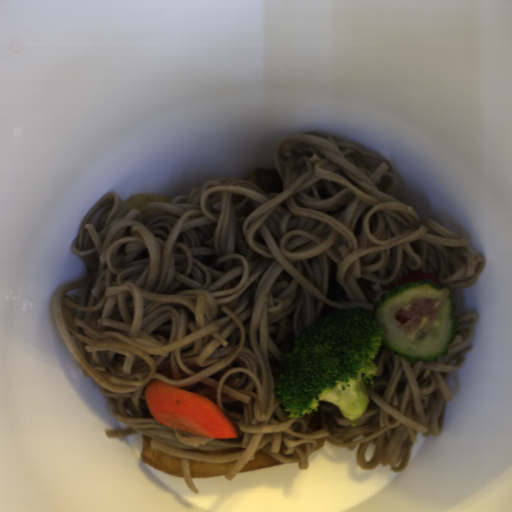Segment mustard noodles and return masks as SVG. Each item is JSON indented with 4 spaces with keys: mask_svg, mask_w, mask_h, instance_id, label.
Returning a JSON list of instances; mask_svg holds the SVG:
<instances>
[{
    "mask_svg": "<svg viewBox=\"0 0 512 512\" xmlns=\"http://www.w3.org/2000/svg\"><path fill=\"white\" fill-rule=\"evenodd\" d=\"M283 192L232 176L211 179L171 203L128 208L108 191L70 244L87 278L62 285L53 309L74 359L128 429L150 447L190 461L235 462L232 480L261 449L308 470L327 442L356 451L360 469L400 473L418 434L439 437L459 393L464 355L479 315L462 314L447 355L414 364L383 343L370 398L354 427L338 405L287 418L280 375L294 339L313 320L374 303L411 272L437 287L469 288L486 266L467 238L397 200L388 159L360 145L312 134L276 144ZM430 279V278H426ZM431 280V279H430ZM433 282V280H431ZM435 283V282H433ZM217 403L239 438L215 439L158 422L145 401L155 380Z\"/></svg>",
    "mask_w": 512,
    "mask_h": 512,
    "instance_id": "obj_1",
    "label": "mustard noodles"
}]
</instances>
